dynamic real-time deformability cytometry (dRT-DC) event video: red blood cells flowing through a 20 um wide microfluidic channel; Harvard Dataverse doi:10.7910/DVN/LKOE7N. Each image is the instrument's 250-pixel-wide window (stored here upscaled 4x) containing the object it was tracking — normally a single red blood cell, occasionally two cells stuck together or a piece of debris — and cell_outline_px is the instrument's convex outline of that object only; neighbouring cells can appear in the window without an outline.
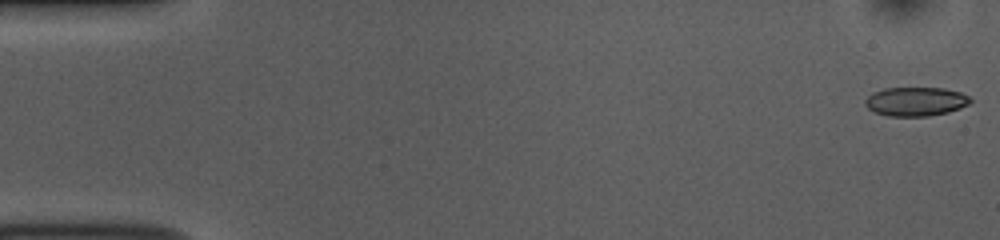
{"species": "common noctule bat (a hibernating species)", "species_latin": "Nyctalus noctula", "temperature_condition": "room temperature", "stored_images_in_passage": 52, "camera_frame_rate_fps": 3000, "um_per_image_px": 0.085, "animal": {"sex": "female", "body_mass_g": 10.0, "forearm_length_mm": 53.1}, "frame": {"image": 1, "passage_image": 1, "time_ms": 0.0, "image_size_px": [1000, 240], "cell_outline_px": [[972, 100], [968, 104], [960, 108], [948, 112], [928, 116], [888, 116], [876, 112], [868, 108], [864, 104], [864, 100], [872, 92], [884, 88], [944, 88], [960, 92], [968, 96]], "centroid_in_image_um": [77.82, 8.62], "position_along_channel_um": 7.2, "area_um2": 17.74}}
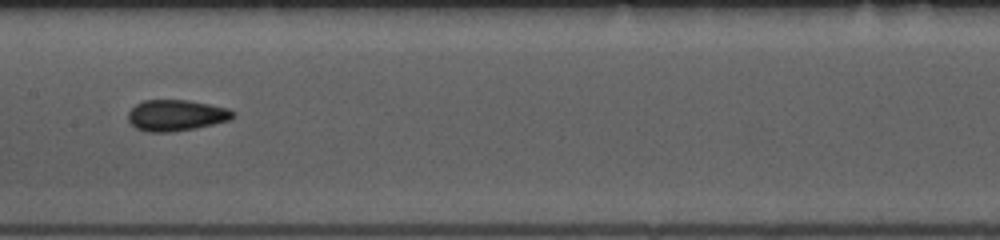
{"frame": {"image": 2, "passage_image": 26, "time_ms": 8.333, "image_size_px": [1000, 240], "cell_outline_px": [[236, 116], [232, 120], [196, 128], [168, 132], [148, 132], [136, 128], [128, 120], [128, 112], [136, 104], [144, 100], [188, 100], [228, 108], [236, 112]], "centroid_in_image_um": [15.01, 9.8], "position_along_channel_um": 192.4, "area_um2": 19.13}}
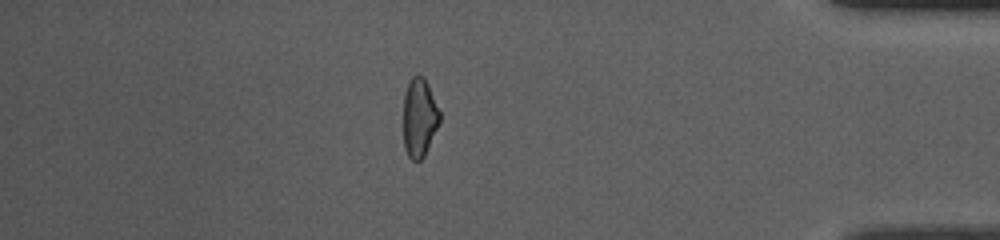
{"frame": {"image": 3, "passage_image": 45, "time_ms": 14.667, "image_size_px": [1000, 240], "cell_outline_px": [[440, 120], [424, 156], [420, 160], [412, 160], [408, 156], [404, 148], [404, 92], [412, 76], [424, 76], [428, 84], [440, 112]], "centroid_in_image_um": [35.64, 9.99], "position_along_channel_um": 399.6, "area_um2": 16.47}, "authors_computed_cell_mechanics": {"area_um2": 18.1492, "velocity_mm_per_s": 3.8635, "shape_relaxation_time_tau1_ms": null, "shape_relaxation_time_tau2_ms": 1.7113, "deformation_change_tau1": null, "deformation_change_tau2": 0.087}}